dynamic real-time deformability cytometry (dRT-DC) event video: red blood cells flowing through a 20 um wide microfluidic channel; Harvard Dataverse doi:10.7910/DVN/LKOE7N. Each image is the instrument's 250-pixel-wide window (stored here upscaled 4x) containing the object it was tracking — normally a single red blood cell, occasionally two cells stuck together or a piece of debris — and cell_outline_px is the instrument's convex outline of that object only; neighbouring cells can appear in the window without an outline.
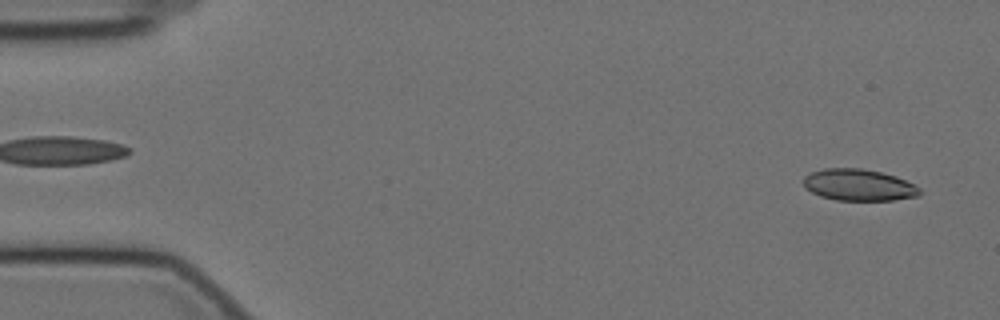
{"species": "Egyptian fruit bat (a non-hibernating species)", "species_latin": "Rousettus aegyptiacus", "temperature_condition": "cold", "stored_images_in_passage": 54, "camera_frame_rate_fps": 3000, "um_per_image_px": 0.085, "animal": {"sex": "female"}, "frame": {"image": 1, "passage_image": 2, "time_ms": 0.333, "image_size_px": [1000, 320], "cell_outline_px": [[920, 196], [892, 200], [836, 200], [820, 196], [804, 188], [804, 176], [812, 172], [824, 168], [860, 168], [880, 172], [896, 176], [920, 188]], "centroid_in_image_um": [72.97, 15.72], "position_along_channel_um": 12.0, "area_um2": 21.33}}
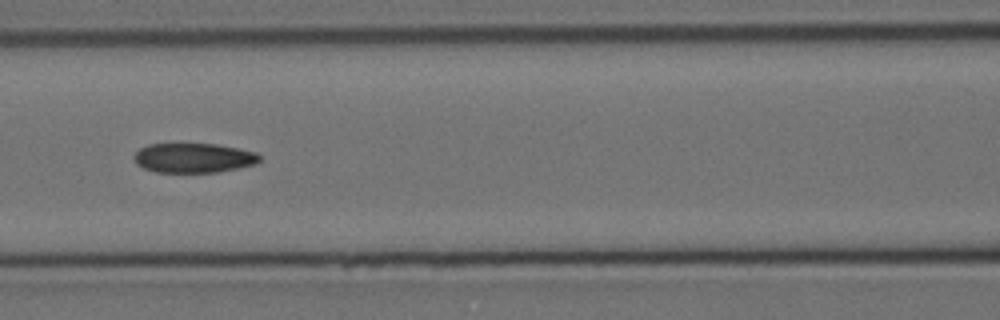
{"frame": {"image": 2, "passage_image": 24, "time_ms": 7.667, "image_size_px": [1000, 320], "cell_outline_px": [[260, 160], [256, 164], [216, 172], [156, 172], [144, 168], [136, 164], [132, 156], [140, 148], [148, 144], [216, 144], [256, 152], [260, 156]], "centroid_in_image_um": [16.42, 13.42], "position_along_channel_um": 150.2, "area_um2": 21.56}}
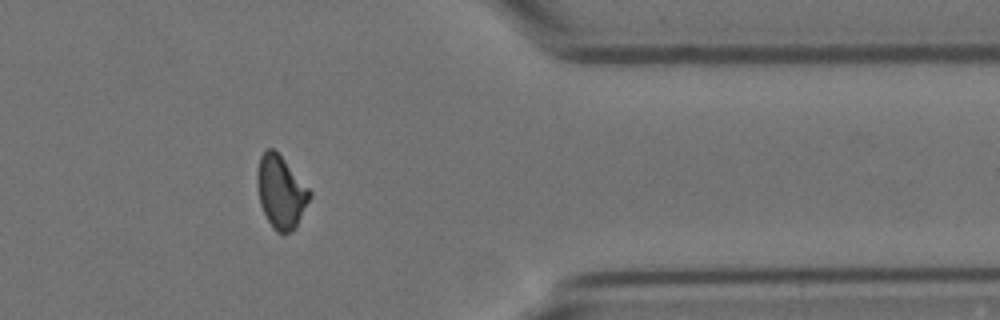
{"frame": {"image": 3, "passage_image": 46, "time_ms": 15.0, "image_size_px": [1000, 320], "cell_outline_px": [[312, 196], [296, 228], [284, 236], [276, 232], [272, 228], [260, 204], [256, 184], [256, 172], [260, 156], [268, 148], [272, 148], [284, 160], [312, 192]], "centroid_in_image_um": [23.87, 16.37], "position_along_channel_um": 387.5, "area_um2": 22.37}}